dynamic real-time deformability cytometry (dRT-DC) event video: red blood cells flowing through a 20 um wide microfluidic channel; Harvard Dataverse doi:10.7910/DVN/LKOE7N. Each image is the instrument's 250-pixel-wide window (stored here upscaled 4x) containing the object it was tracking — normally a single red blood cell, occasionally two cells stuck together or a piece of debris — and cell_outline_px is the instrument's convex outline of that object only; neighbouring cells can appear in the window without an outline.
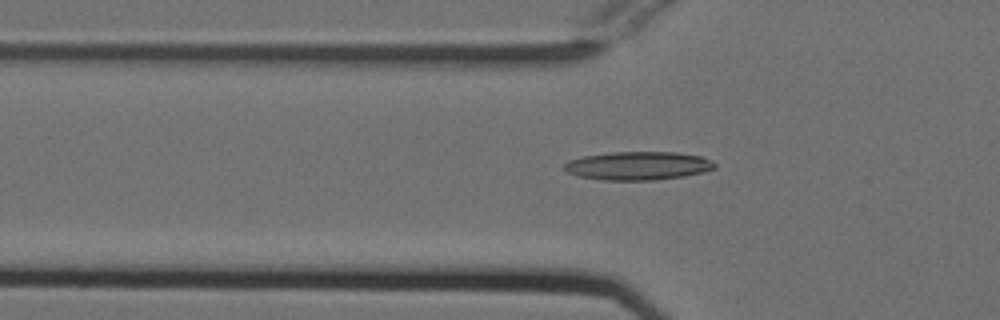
{"species": "Egyptian fruit bat (a non-hibernating species)", "species_latin": "Rousettus aegyptiacus", "temperature_condition": "cold", "stored_images_in_passage": 39, "camera_frame_rate_fps": 3000, "um_per_image_px": 0.085, "animal": {"sex": "female"}, "frame": {"image": 1, "passage_image": 10, "time_ms": 3.0, "image_size_px": [1000, 320], "cell_outline_px": [[716, 168], [704, 172], [684, 176], [652, 180], [604, 180], [576, 176], [568, 172], [564, 168], [564, 164], [568, 160], [584, 156], [608, 152], [676, 152], [700, 156], [712, 160], [716, 164]], "centroid_in_image_um": [54.24, 14.09], "position_along_channel_um": 71.6, "area_um2": 25.03}}
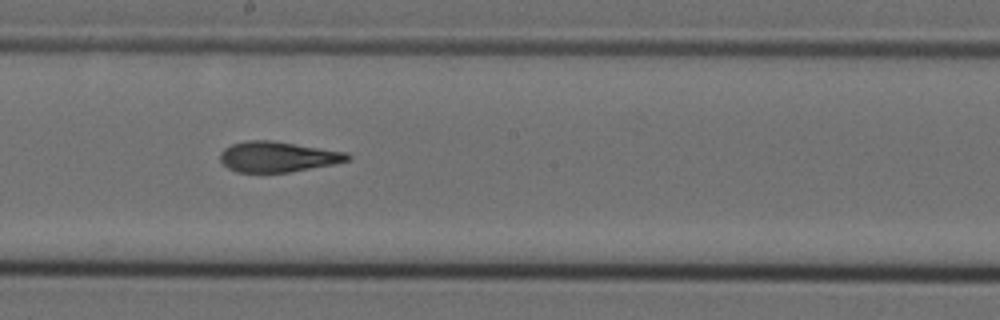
{"frame": {"image": 2, "passage_image": 22, "time_ms": 7.0, "image_size_px": [1000, 320], "cell_outline_px": [[352, 156], [348, 160], [332, 164], [288, 172], [236, 172], [228, 168], [220, 160], [220, 152], [224, 148], [232, 144], [244, 140], [272, 140], [348, 152]], "centroid_in_image_um": [23.59, 13.31], "position_along_channel_um": 224.6, "area_um2": 22.6}}
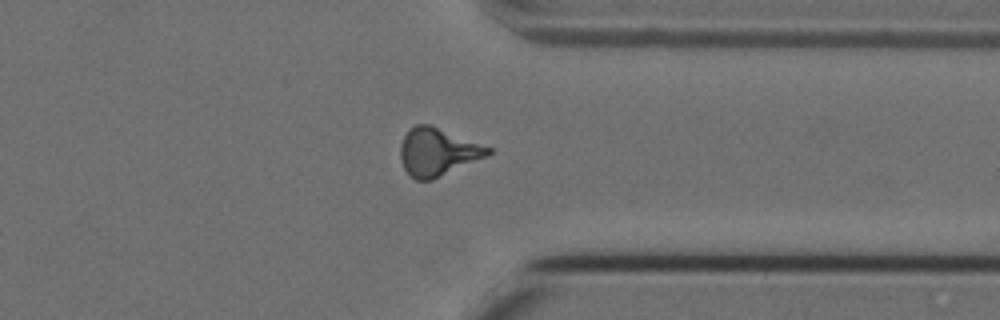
{"frame": {"image": 3, "passage_image": 34, "time_ms": 11.0, "image_size_px": [1000, 320], "cell_outline_px": [[492, 152], [488, 156], [432, 180], [416, 180], [404, 168], [400, 160], [400, 144], [408, 128], [416, 124], [428, 124], [492, 148]], "centroid_in_image_um": [37.18, 12.92], "position_along_channel_um": 374.2, "area_um2": 24.28}}